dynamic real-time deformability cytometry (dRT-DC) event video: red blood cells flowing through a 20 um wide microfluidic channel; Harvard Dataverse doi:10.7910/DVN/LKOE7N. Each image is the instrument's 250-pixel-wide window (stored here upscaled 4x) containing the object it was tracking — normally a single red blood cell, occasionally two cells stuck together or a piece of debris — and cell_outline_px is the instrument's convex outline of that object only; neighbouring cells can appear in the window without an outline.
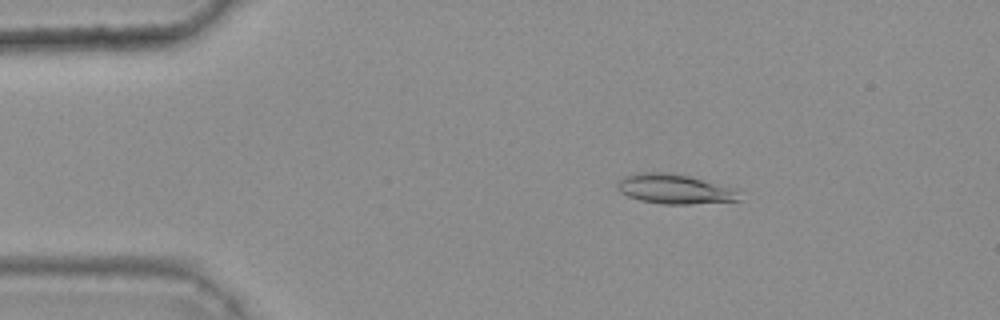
{"species": "common noctule bat (a hibernating species)", "species_latin": "Nyctalus noctula", "temperature_condition": "warm", "stored_images_in_passage": 46, "camera_frame_rate_fps": 3000, "um_per_image_px": 0.085, "animal": {"sex": "female", "body_mass_g": 25.1}, "frame": {"image": 1, "passage_image": 9, "time_ms": 2.667, "image_size_px": [1000, 320], "cell_outline_px": [[740, 200], [688, 204], [664, 204], [640, 200], [628, 196], [620, 192], [616, 188], [616, 184], [624, 176], [640, 172], [668, 172], [688, 176], [732, 188], [736, 192]], "centroid_in_image_um": [57.25, 16.06], "position_along_channel_um": 27.8, "area_um2": 20.69}}
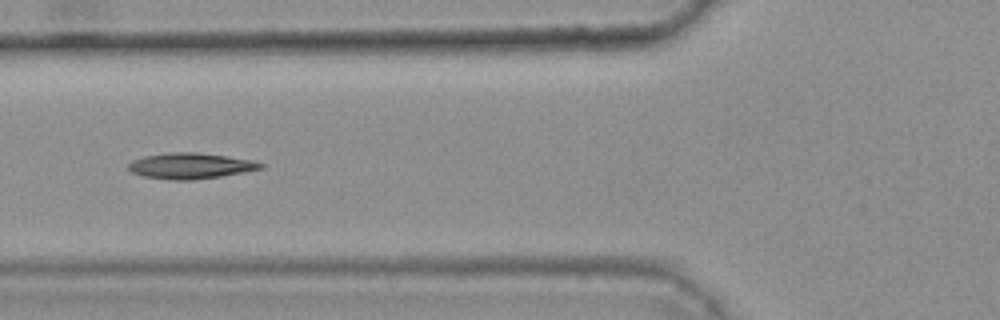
{"frame": {"image": 2, "passage_image": 20, "time_ms": 6.333, "image_size_px": [1000, 320], "cell_outline_px": [[264, 168], [244, 172], [220, 176], [192, 180], [172, 180], [144, 176], [132, 172], [128, 168], [128, 164], [132, 160], [144, 156], [172, 152], [196, 152], [228, 156], [252, 160], [264, 164]], "centroid_in_image_um": [16.2, 14.09], "position_along_channel_um": 109.6, "area_um2": 19.83}}
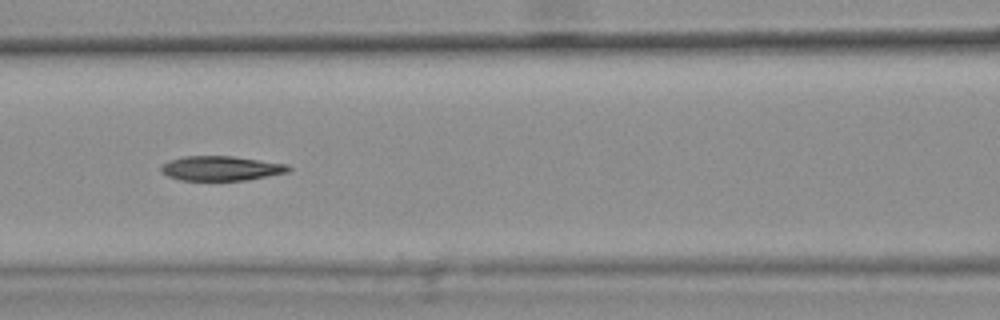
{"frame": {"image": 3, "passage_image": 23, "time_ms": 7.333, "image_size_px": [1000, 320], "cell_outline_px": [[292, 168], [288, 172], [248, 180], [180, 180], [168, 176], [160, 168], [168, 160], [184, 156], [232, 156], [288, 164]], "centroid_in_image_um": [18.82, 14.3], "position_along_channel_um": 147.8, "area_um2": 18.21}, "authors_computed_cell_mechanics": {"area_um2": 19.4208, "velocity_mm_per_s": 3.822, "shape_relaxation_time_tau1_ms": 11.3319, "shape_relaxation_time_tau2_ms": 5.835, "deformation_change_tau1": 0.2371, "deformation_change_tau2": 0.1248}}